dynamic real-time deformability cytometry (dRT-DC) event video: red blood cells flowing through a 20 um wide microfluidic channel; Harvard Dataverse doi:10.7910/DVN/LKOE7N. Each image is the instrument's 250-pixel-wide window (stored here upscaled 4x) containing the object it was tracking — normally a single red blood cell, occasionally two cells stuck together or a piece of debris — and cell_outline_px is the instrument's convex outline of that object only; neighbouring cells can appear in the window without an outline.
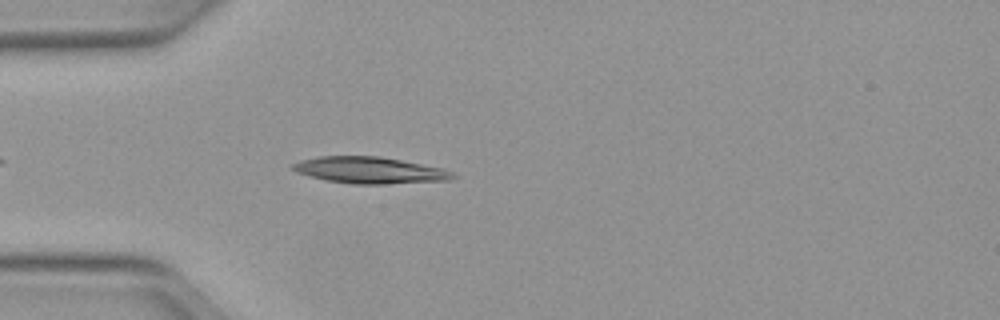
{"species": "Egyptian fruit bat (a non-hibernating species)", "species_latin": "Rousettus aegyptiacus", "temperature_condition": "warm", "stored_images_in_passage": 37, "camera_frame_rate_fps": 3000, "um_per_image_px": 0.085, "animal": {"sex": "female"}, "frame": {"image": 1, "passage_image": 5, "time_ms": 1.333, "image_size_px": [1000, 320], "cell_outline_px": [[456, 176], [448, 180], [384, 184], [352, 184], [324, 180], [308, 176], [296, 172], [288, 168], [292, 164], [300, 160], [320, 156], [380, 156], [444, 168], [452, 172]], "centroid_in_image_um": [31.37, 14.47], "position_along_channel_um": 53.6, "area_um2": 24.91}}
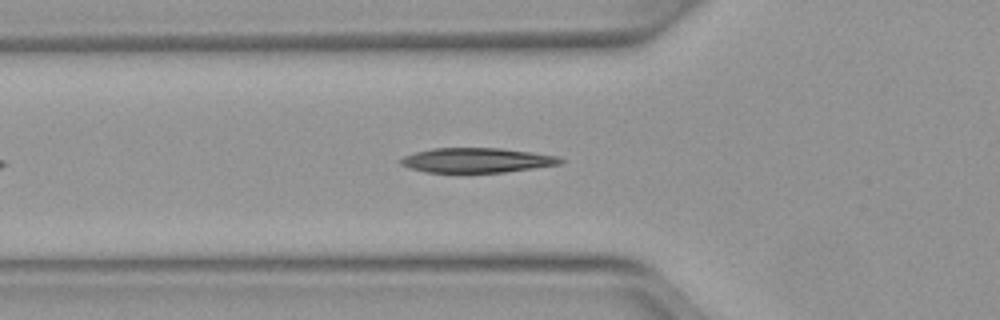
{"frame": {"image": 2, "passage_image": 8, "time_ms": 2.333, "image_size_px": [1000, 320], "cell_outline_px": [[564, 160], [560, 164], [504, 172], [428, 172], [412, 168], [400, 164], [400, 160], [404, 156], [416, 152], [432, 148], [500, 148], [532, 152], [560, 156]], "centroid_in_image_um": [40.56, 13.61], "position_along_channel_um": 85.2, "area_um2": 22.77}}
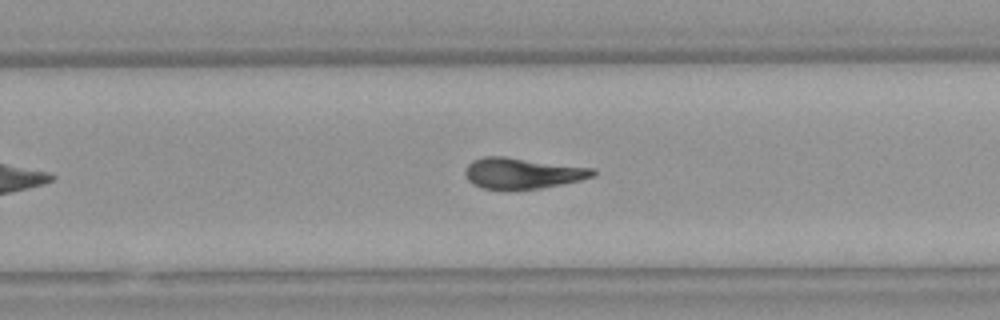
{"frame": {"image": 3, "passage_image": 23, "time_ms": 7.333, "image_size_px": [1000, 320], "cell_outline_px": [[596, 176], [580, 180], [540, 188], [480, 188], [472, 184], [468, 180], [464, 172], [464, 168], [472, 160], [484, 156], [504, 156], [596, 168]], "centroid_in_image_um": [44.41, 14.7], "position_along_channel_um": 285.4, "area_um2": 22.95}, "authors_computed_cell_mechanics": {"area_um2": 23.0622, "velocity_mm_per_s": 4.0, "shape_relaxation_time_tau1_ms": 4.9615, "shape_relaxation_time_tau2_ms": 4.4817, "deformation_change_tau1": 0.1951, "deformation_change_tau2": 0.1344}}